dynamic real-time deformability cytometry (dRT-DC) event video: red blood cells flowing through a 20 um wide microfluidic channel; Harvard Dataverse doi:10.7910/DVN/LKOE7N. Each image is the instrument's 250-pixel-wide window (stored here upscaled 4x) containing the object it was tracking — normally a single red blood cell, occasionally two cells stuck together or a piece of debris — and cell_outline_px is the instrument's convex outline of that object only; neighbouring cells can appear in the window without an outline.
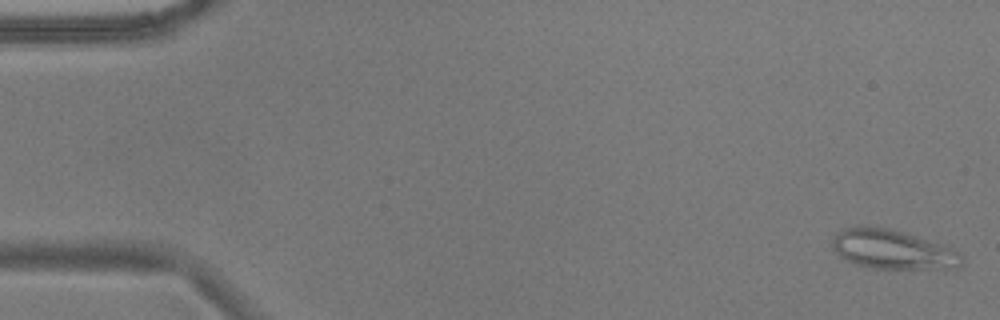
{"species": "common noctule bat (a hibernating species)", "species_latin": "Nyctalus noctula", "temperature_condition": "warm", "stored_images_in_passage": 55, "camera_frame_rate_fps": 3000, "um_per_image_px": 0.085, "animal": {"sex": "male", "body_mass_g": 17.9}, "frame": {"image": 1, "passage_image": 2, "time_ms": 0.333, "image_size_px": [1000, 320], "cell_outline_px": [[964, 260], [956, 268], [872, 268], [856, 264], [840, 256], [832, 248], [832, 240], [844, 228], [868, 224], [876, 224], [904, 232], [940, 244], [956, 252]], "centroid_in_image_um": [75.81, 21.17], "position_along_channel_um": 9.2, "area_um2": 29.36}}
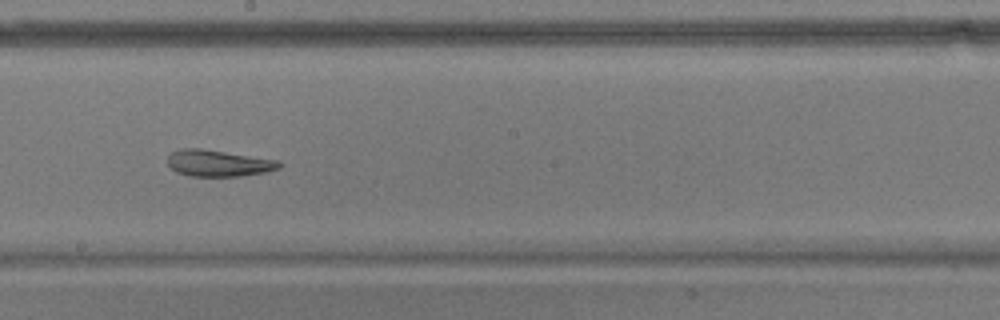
{"frame": {"image": 2, "passage_image": 31, "time_ms": 10.0, "image_size_px": [1000, 320], "cell_outline_px": [[284, 164], [280, 168], [264, 172], [240, 176], [188, 176], [176, 172], [168, 164], [168, 156], [172, 152], [180, 148], [200, 148], [280, 160]], "centroid_in_image_um": [18.58, 13.87], "position_along_channel_um": 229.6, "area_um2": 17.34}}
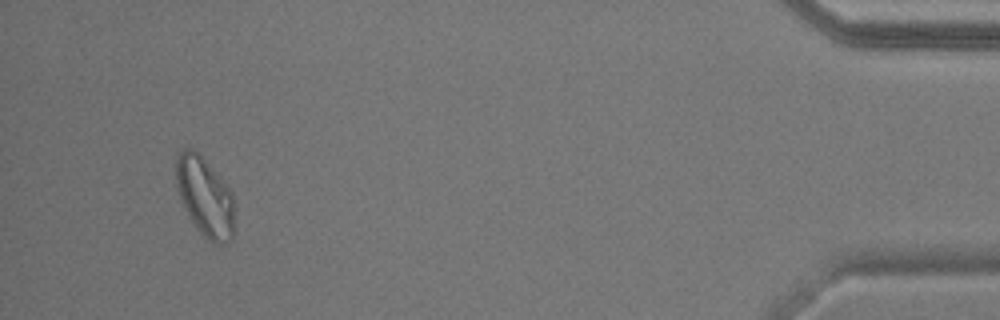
{"frame": {"image": 3, "passage_image": 52, "time_ms": 17.0, "image_size_px": [1000, 320], "cell_outline_px": [[232, 240], [224, 244], [216, 244], [208, 240], [200, 232], [188, 216], [180, 196], [176, 184], [176, 156], [184, 148], [188, 148], [196, 152], [200, 156], [232, 192]], "centroid_in_image_um": [17.39, 16.76], "position_along_channel_um": 417.8, "area_um2": 26.13}, "authors_computed_cell_mechanics": {"area_um2": 23.409, "velocity_mm_per_s": 3.6968, "shape_relaxation_time_tau1_ms": null, "shape_relaxation_time_tau2_ms": 1.7109, "deformation_change_tau1": null, "deformation_change_tau2": 0.0824}}